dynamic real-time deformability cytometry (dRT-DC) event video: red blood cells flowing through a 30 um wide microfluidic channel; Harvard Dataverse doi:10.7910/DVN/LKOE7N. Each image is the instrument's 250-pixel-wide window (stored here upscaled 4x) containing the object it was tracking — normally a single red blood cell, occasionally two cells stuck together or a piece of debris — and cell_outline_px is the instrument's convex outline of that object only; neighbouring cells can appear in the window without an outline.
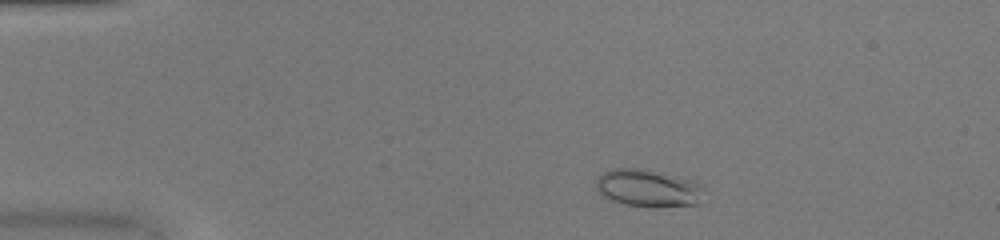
{"species": "common noctule bat (a hibernating species)", "species_latin": "Nyctalus noctula", "temperature_condition": "warm", "stored_images_in_passage": 47, "camera_frame_rate_fps": 3000, "um_per_image_px": 0.085, "animal": {"sex": "female", "body_mass_g": 20.0, "forearm_length_mm": 54.0}, "frame": {"image": 1, "passage_image": 5, "time_ms": 1.333, "image_size_px": [1000, 240], "cell_outline_px": [[704, 188], [700, 204], [656, 208], [652, 208], [624, 204], [612, 200], [604, 196], [596, 188], [596, 180], [604, 172], [616, 168], [644, 168], [664, 172], [688, 180]], "centroid_in_image_um": [55.1, 16.01], "position_along_channel_um": 29.9, "area_um2": 23.64}}
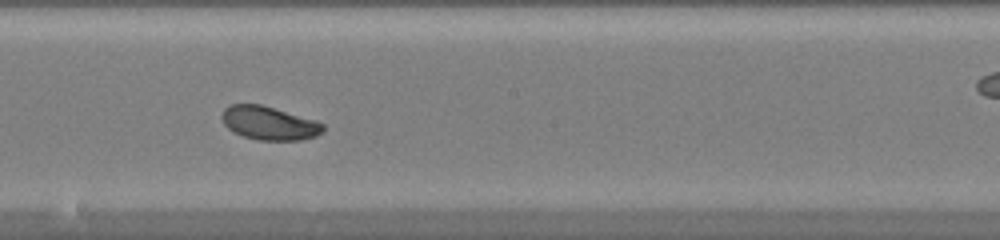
{"frame": {"image": 2, "passage_image": 25, "time_ms": 8.0, "image_size_px": [1000, 240], "cell_outline_px": [[324, 132], [316, 136], [300, 140], [256, 140], [232, 132], [224, 124], [220, 116], [224, 108], [232, 104], [260, 104], [316, 120], [324, 124]], "centroid_in_image_um": [22.87, 10.47], "position_along_channel_um": 225.3, "area_um2": 19.88}}
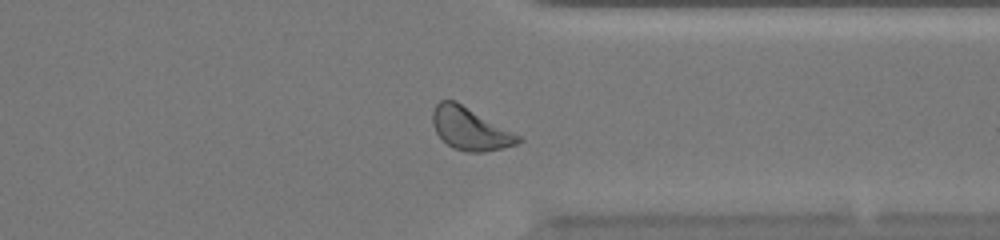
{"frame": {"image": 3, "passage_image": 36, "time_ms": 11.667, "image_size_px": [1000, 240], "cell_outline_px": [[524, 140], [516, 144], [484, 152], [468, 152], [452, 148], [436, 132], [432, 124], [432, 112], [436, 104], [440, 100], [456, 100], [520, 136]], "centroid_in_image_um": [39.93, 10.93], "position_along_channel_um": 371.5, "area_um2": 21.04}, "authors_computed_cell_mechanics": {"area_um2": 20.8658, "velocity_mm_per_s": 3.9998, "shape_relaxation_time_tau1_ms": 1.8483, "shape_relaxation_time_tau2_ms": null, "deformation_change_tau1": 0.0959, "deformation_change_tau2": null}}